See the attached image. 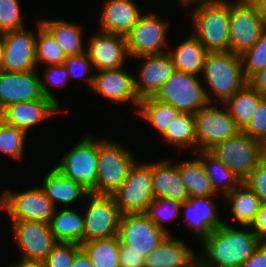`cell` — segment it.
I'll return each instance as SVG.
<instances>
[{
	"instance_id": "1",
	"label": "cell",
	"mask_w": 266,
	"mask_h": 267,
	"mask_svg": "<svg viewBox=\"0 0 266 267\" xmlns=\"http://www.w3.org/2000/svg\"><path fill=\"white\" fill-rule=\"evenodd\" d=\"M202 243L204 253L198 257L199 267H240L262 241L252 230H236L224 222Z\"/></svg>"
},
{
	"instance_id": "2",
	"label": "cell",
	"mask_w": 266,
	"mask_h": 267,
	"mask_svg": "<svg viewBox=\"0 0 266 267\" xmlns=\"http://www.w3.org/2000/svg\"><path fill=\"white\" fill-rule=\"evenodd\" d=\"M191 15L194 22V36L209 52H231L229 36L230 2L227 0H186L187 5L197 2Z\"/></svg>"
},
{
	"instance_id": "3",
	"label": "cell",
	"mask_w": 266,
	"mask_h": 267,
	"mask_svg": "<svg viewBox=\"0 0 266 267\" xmlns=\"http://www.w3.org/2000/svg\"><path fill=\"white\" fill-rule=\"evenodd\" d=\"M202 75L223 103L248 83L240 56L232 52H209Z\"/></svg>"
},
{
	"instance_id": "4",
	"label": "cell",
	"mask_w": 266,
	"mask_h": 267,
	"mask_svg": "<svg viewBox=\"0 0 266 267\" xmlns=\"http://www.w3.org/2000/svg\"><path fill=\"white\" fill-rule=\"evenodd\" d=\"M244 182L265 158L263 144L242 131L208 150Z\"/></svg>"
},
{
	"instance_id": "5",
	"label": "cell",
	"mask_w": 266,
	"mask_h": 267,
	"mask_svg": "<svg viewBox=\"0 0 266 267\" xmlns=\"http://www.w3.org/2000/svg\"><path fill=\"white\" fill-rule=\"evenodd\" d=\"M197 78L195 75L175 70L154 97L171 104L181 112L195 114L212 102L211 93Z\"/></svg>"
},
{
	"instance_id": "6",
	"label": "cell",
	"mask_w": 266,
	"mask_h": 267,
	"mask_svg": "<svg viewBox=\"0 0 266 267\" xmlns=\"http://www.w3.org/2000/svg\"><path fill=\"white\" fill-rule=\"evenodd\" d=\"M99 140L87 135L72 147L55 168L65 177L97 194Z\"/></svg>"
},
{
	"instance_id": "7",
	"label": "cell",
	"mask_w": 266,
	"mask_h": 267,
	"mask_svg": "<svg viewBox=\"0 0 266 267\" xmlns=\"http://www.w3.org/2000/svg\"><path fill=\"white\" fill-rule=\"evenodd\" d=\"M136 162L131 152L118 143L99 140L97 194L111 195L128 177Z\"/></svg>"
},
{
	"instance_id": "8",
	"label": "cell",
	"mask_w": 266,
	"mask_h": 267,
	"mask_svg": "<svg viewBox=\"0 0 266 267\" xmlns=\"http://www.w3.org/2000/svg\"><path fill=\"white\" fill-rule=\"evenodd\" d=\"M125 214H144L154 199L152 186V163L135 162L122 185L111 194Z\"/></svg>"
},
{
	"instance_id": "9",
	"label": "cell",
	"mask_w": 266,
	"mask_h": 267,
	"mask_svg": "<svg viewBox=\"0 0 266 267\" xmlns=\"http://www.w3.org/2000/svg\"><path fill=\"white\" fill-rule=\"evenodd\" d=\"M57 208L40 187L22 193L5 190L0 196V210L7 211L11 221L50 223Z\"/></svg>"
},
{
	"instance_id": "10",
	"label": "cell",
	"mask_w": 266,
	"mask_h": 267,
	"mask_svg": "<svg viewBox=\"0 0 266 267\" xmlns=\"http://www.w3.org/2000/svg\"><path fill=\"white\" fill-rule=\"evenodd\" d=\"M38 71L5 72L0 70V112L7 106L27 101L51 99L59 102L39 77Z\"/></svg>"
},
{
	"instance_id": "11",
	"label": "cell",
	"mask_w": 266,
	"mask_h": 267,
	"mask_svg": "<svg viewBox=\"0 0 266 267\" xmlns=\"http://www.w3.org/2000/svg\"><path fill=\"white\" fill-rule=\"evenodd\" d=\"M84 215V242L118 236L122 213L112 195L89 193Z\"/></svg>"
},
{
	"instance_id": "12",
	"label": "cell",
	"mask_w": 266,
	"mask_h": 267,
	"mask_svg": "<svg viewBox=\"0 0 266 267\" xmlns=\"http://www.w3.org/2000/svg\"><path fill=\"white\" fill-rule=\"evenodd\" d=\"M193 115L199 151H208L215 144L241 132L227 107L226 110H220L209 103Z\"/></svg>"
},
{
	"instance_id": "13",
	"label": "cell",
	"mask_w": 266,
	"mask_h": 267,
	"mask_svg": "<svg viewBox=\"0 0 266 267\" xmlns=\"http://www.w3.org/2000/svg\"><path fill=\"white\" fill-rule=\"evenodd\" d=\"M265 25L259 18L252 3H230L229 36L231 52L242 55L259 40Z\"/></svg>"
},
{
	"instance_id": "14",
	"label": "cell",
	"mask_w": 266,
	"mask_h": 267,
	"mask_svg": "<svg viewBox=\"0 0 266 267\" xmlns=\"http://www.w3.org/2000/svg\"><path fill=\"white\" fill-rule=\"evenodd\" d=\"M168 23L154 13L141 15L126 35L129 57H141L166 53L161 50L166 42Z\"/></svg>"
},
{
	"instance_id": "15",
	"label": "cell",
	"mask_w": 266,
	"mask_h": 267,
	"mask_svg": "<svg viewBox=\"0 0 266 267\" xmlns=\"http://www.w3.org/2000/svg\"><path fill=\"white\" fill-rule=\"evenodd\" d=\"M168 234L159 229L145 214H125L120 220V243L133 248L144 257L156 248Z\"/></svg>"
},
{
	"instance_id": "16",
	"label": "cell",
	"mask_w": 266,
	"mask_h": 267,
	"mask_svg": "<svg viewBox=\"0 0 266 267\" xmlns=\"http://www.w3.org/2000/svg\"><path fill=\"white\" fill-rule=\"evenodd\" d=\"M16 244L21 248L22 259L44 261L57 243L48 223L12 221Z\"/></svg>"
},
{
	"instance_id": "17",
	"label": "cell",
	"mask_w": 266,
	"mask_h": 267,
	"mask_svg": "<svg viewBox=\"0 0 266 267\" xmlns=\"http://www.w3.org/2000/svg\"><path fill=\"white\" fill-rule=\"evenodd\" d=\"M4 59L1 67L5 72H27L37 69L36 37L24 28L3 34Z\"/></svg>"
},
{
	"instance_id": "18",
	"label": "cell",
	"mask_w": 266,
	"mask_h": 267,
	"mask_svg": "<svg viewBox=\"0 0 266 267\" xmlns=\"http://www.w3.org/2000/svg\"><path fill=\"white\" fill-rule=\"evenodd\" d=\"M87 47L86 54L99 71L122 68L129 56L126 36L119 34L101 31L90 39Z\"/></svg>"
},
{
	"instance_id": "19",
	"label": "cell",
	"mask_w": 266,
	"mask_h": 267,
	"mask_svg": "<svg viewBox=\"0 0 266 267\" xmlns=\"http://www.w3.org/2000/svg\"><path fill=\"white\" fill-rule=\"evenodd\" d=\"M139 69V77L134 76V89L139 100L155 96L162 85L170 79L175 66L169 53L147 55Z\"/></svg>"
},
{
	"instance_id": "20",
	"label": "cell",
	"mask_w": 266,
	"mask_h": 267,
	"mask_svg": "<svg viewBox=\"0 0 266 267\" xmlns=\"http://www.w3.org/2000/svg\"><path fill=\"white\" fill-rule=\"evenodd\" d=\"M91 88L100 96L118 104L131 100L137 108L140 102L134 89V77L123 68L99 71L94 75Z\"/></svg>"
},
{
	"instance_id": "21",
	"label": "cell",
	"mask_w": 266,
	"mask_h": 267,
	"mask_svg": "<svg viewBox=\"0 0 266 267\" xmlns=\"http://www.w3.org/2000/svg\"><path fill=\"white\" fill-rule=\"evenodd\" d=\"M59 109L61 108L51 99L19 102L3 109L0 119L27 133L38 122L60 111Z\"/></svg>"
},
{
	"instance_id": "22",
	"label": "cell",
	"mask_w": 266,
	"mask_h": 267,
	"mask_svg": "<svg viewBox=\"0 0 266 267\" xmlns=\"http://www.w3.org/2000/svg\"><path fill=\"white\" fill-rule=\"evenodd\" d=\"M182 240L167 235L144 257V267H197L198 258Z\"/></svg>"
},
{
	"instance_id": "23",
	"label": "cell",
	"mask_w": 266,
	"mask_h": 267,
	"mask_svg": "<svg viewBox=\"0 0 266 267\" xmlns=\"http://www.w3.org/2000/svg\"><path fill=\"white\" fill-rule=\"evenodd\" d=\"M211 197L214 196L188 198L181 205L185 210L184 220L189 228L194 229L201 241L225 222L218 217L215 211L216 205Z\"/></svg>"
},
{
	"instance_id": "24",
	"label": "cell",
	"mask_w": 266,
	"mask_h": 267,
	"mask_svg": "<svg viewBox=\"0 0 266 267\" xmlns=\"http://www.w3.org/2000/svg\"><path fill=\"white\" fill-rule=\"evenodd\" d=\"M100 15L103 32L126 36L142 15L133 0H107Z\"/></svg>"
},
{
	"instance_id": "25",
	"label": "cell",
	"mask_w": 266,
	"mask_h": 267,
	"mask_svg": "<svg viewBox=\"0 0 266 267\" xmlns=\"http://www.w3.org/2000/svg\"><path fill=\"white\" fill-rule=\"evenodd\" d=\"M161 160L152 163V186L154 198H169L184 202L189 198L186 187L181 180L178 164Z\"/></svg>"
},
{
	"instance_id": "26",
	"label": "cell",
	"mask_w": 266,
	"mask_h": 267,
	"mask_svg": "<svg viewBox=\"0 0 266 267\" xmlns=\"http://www.w3.org/2000/svg\"><path fill=\"white\" fill-rule=\"evenodd\" d=\"M42 189L51 202L57 205V202L70 205L76 199L82 197L87 198L90 193L81 184L70 180L61 174L55 167L45 176L42 183ZM56 203V204H55Z\"/></svg>"
},
{
	"instance_id": "27",
	"label": "cell",
	"mask_w": 266,
	"mask_h": 267,
	"mask_svg": "<svg viewBox=\"0 0 266 267\" xmlns=\"http://www.w3.org/2000/svg\"><path fill=\"white\" fill-rule=\"evenodd\" d=\"M208 53L209 51L194 35L185 39L175 50L169 51L175 70L195 76L203 72Z\"/></svg>"
},
{
	"instance_id": "28",
	"label": "cell",
	"mask_w": 266,
	"mask_h": 267,
	"mask_svg": "<svg viewBox=\"0 0 266 267\" xmlns=\"http://www.w3.org/2000/svg\"><path fill=\"white\" fill-rule=\"evenodd\" d=\"M225 198L231 204L230 211L233 213V218L242 224L243 227H250L261 205L260 198L254 191L243 182L225 195Z\"/></svg>"
},
{
	"instance_id": "29",
	"label": "cell",
	"mask_w": 266,
	"mask_h": 267,
	"mask_svg": "<svg viewBox=\"0 0 266 267\" xmlns=\"http://www.w3.org/2000/svg\"><path fill=\"white\" fill-rule=\"evenodd\" d=\"M51 232L57 242H84V217L70 210L69 207L55 210L49 223Z\"/></svg>"
},
{
	"instance_id": "30",
	"label": "cell",
	"mask_w": 266,
	"mask_h": 267,
	"mask_svg": "<svg viewBox=\"0 0 266 267\" xmlns=\"http://www.w3.org/2000/svg\"><path fill=\"white\" fill-rule=\"evenodd\" d=\"M40 24L53 36L67 56L86 53L82 44L81 27L64 20H44Z\"/></svg>"
},
{
	"instance_id": "31",
	"label": "cell",
	"mask_w": 266,
	"mask_h": 267,
	"mask_svg": "<svg viewBox=\"0 0 266 267\" xmlns=\"http://www.w3.org/2000/svg\"><path fill=\"white\" fill-rule=\"evenodd\" d=\"M178 170L189 198L217 195L212 189L210 179L200 158L178 163Z\"/></svg>"
},
{
	"instance_id": "32",
	"label": "cell",
	"mask_w": 266,
	"mask_h": 267,
	"mask_svg": "<svg viewBox=\"0 0 266 267\" xmlns=\"http://www.w3.org/2000/svg\"><path fill=\"white\" fill-rule=\"evenodd\" d=\"M264 97L247 83L224 103L240 130L249 123Z\"/></svg>"
},
{
	"instance_id": "33",
	"label": "cell",
	"mask_w": 266,
	"mask_h": 267,
	"mask_svg": "<svg viewBox=\"0 0 266 267\" xmlns=\"http://www.w3.org/2000/svg\"><path fill=\"white\" fill-rule=\"evenodd\" d=\"M139 116L152 124L162 136L180 115L181 111L154 96L141 99L137 108Z\"/></svg>"
},
{
	"instance_id": "34",
	"label": "cell",
	"mask_w": 266,
	"mask_h": 267,
	"mask_svg": "<svg viewBox=\"0 0 266 267\" xmlns=\"http://www.w3.org/2000/svg\"><path fill=\"white\" fill-rule=\"evenodd\" d=\"M198 152V157L202 160L207 176L210 179L212 189L216 194L220 189V192L223 193L222 195L225 196L243 183L234 172L227 168L209 151Z\"/></svg>"
},
{
	"instance_id": "35",
	"label": "cell",
	"mask_w": 266,
	"mask_h": 267,
	"mask_svg": "<svg viewBox=\"0 0 266 267\" xmlns=\"http://www.w3.org/2000/svg\"><path fill=\"white\" fill-rule=\"evenodd\" d=\"M81 248L90 257L94 267H120L118 236L83 242Z\"/></svg>"
},
{
	"instance_id": "36",
	"label": "cell",
	"mask_w": 266,
	"mask_h": 267,
	"mask_svg": "<svg viewBox=\"0 0 266 267\" xmlns=\"http://www.w3.org/2000/svg\"><path fill=\"white\" fill-rule=\"evenodd\" d=\"M164 140L176 147L197 145L195 118L192 113L181 112L163 135Z\"/></svg>"
},
{
	"instance_id": "37",
	"label": "cell",
	"mask_w": 266,
	"mask_h": 267,
	"mask_svg": "<svg viewBox=\"0 0 266 267\" xmlns=\"http://www.w3.org/2000/svg\"><path fill=\"white\" fill-rule=\"evenodd\" d=\"M38 37L36 39V64L42 62L49 65H62L66 60L62 48L53 36L38 23Z\"/></svg>"
},
{
	"instance_id": "38",
	"label": "cell",
	"mask_w": 266,
	"mask_h": 267,
	"mask_svg": "<svg viewBox=\"0 0 266 267\" xmlns=\"http://www.w3.org/2000/svg\"><path fill=\"white\" fill-rule=\"evenodd\" d=\"M182 202L172 200L169 198H154L148 205L146 212L144 213L159 229L165 231L170 235L169 231H166L163 225V221H172L180 214ZM168 212H166V210ZM165 210V211H164ZM164 211V212H163Z\"/></svg>"
},
{
	"instance_id": "39",
	"label": "cell",
	"mask_w": 266,
	"mask_h": 267,
	"mask_svg": "<svg viewBox=\"0 0 266 267\" xmlns=\"http://www.w3.org/2000/svg\"><path fill=\"white\" fill-rule=\"evenodd\" d=\"M27 133L0 119V151L8 156L20 159L24 151Z\"/></svg>"
},
{
	"instance_id": "40",
	"label": "cell",
	"mask_w": 266,
	"mask_h": 267,
	"mask_svg": "<svg viewBox=\"0 0 266 267\" xmlns=\"http://www.w3.org/2000/svg\"><path fill=\"white\" fill-rule=\"evenodd\" d=\"M240 58L247 80L253 74L266 68V28L255 45L240 55Z\"/></svg>"
},
{
	"instance_id": "41",
	"label": "cell",
	"mask_w": 266,
	"mask_h": 267,
	"mask_svg": "<svg viewBox=\"0 0 266 267\" xmlns=\"http://www.w3.org/2000/svg\"><path fill=\"white\" fill-rule=\"evenodd\" d=\"M81 249V245L77 243L57 242L44 260L45 267H72L75 256Z\"/></svg>"
},
{
	"instance_id": "42",
	"label": "cell",
	"mask_w": 266,
	"mask_h": 267,
	"mask_svg": "<svg viewBox=\"0 0 266 267\" xmlns=\"http://www.w3.org/2000/svg\"><path fill=\"white\" fill-rule=\"evenodd\" d=\"M23 21L18 0H0V33L23 29Z\"/></svg>"
},
{
	"instance_id": "43",
	"label": "cell",
	"mask_w": 266,
	"mask_h": 267,
	"mask_svg": "<svg viewBox=\"0 0 266 267\" xmlns=\"http://www.w3.org/2000/svg\"><path fill=\"white\" fill-rule=\"evenodd\" d=\"M241 131L262 144L266 141V97L259 102L256 112Z\"/></svg>"
},
{
	"instance_id": "44",
	"label": "cell",
	"mask_w": 266,
	"mask_h": 267,
	"mask_svg": "<svg viewBox=\"0 0 266 267\" xmlns=\"http://www.w3.org/2000/svg\"><path fill=\"white\" fill-rule=\"evenodd\" d=\"M63 65L66 67L69 77H83L91 88L94 75L87 74L93 70V64L86 53L67 56ZM87 76L86 78L84 76Z\"/></svg>"
},
{
	"instance_id": "45",
	"label": "cell",
	"mask_w": 266,
	"mask_h": 267,
	"mask_svg": "<svg viewBox=\"0 0 266 267\" xmlns=\"http://www.w3.org/2000/svg\"><path fill=\"white\" fill-rule=\"evenodd\" d=\"M244 182L266 203V156Z\"/></svg>"
},
{
	"instance_id": "46",
	"label": "cell",
	"mask_w": 266,
	"mask_h": 267,
	"mask_svg": "<svg viewBox=\"0 0 266 267\" xmlns=\"http://www.w3.org/2000/svg\"><path fill=\"white\" fill-rule=\"evenodd\" d=\"M44 79L47 84L54 86H64L69 81V73L67 72L66 67L62 65H49L44 71Z\"/></svg>"
},
{
	"instance_id": "47",
	"label": "cell",
	"mask_w": 266,
	"mask_h": 267,
	"mask_svg": "<svg viewBox=\"0 0 266 267\" xmlns=\"http://www.w3.org/2000/svg\"><path fill=\"white\" fill-rule=\"evenodd\" d=\"M120 267H144V256L120 243Z\"/></svg>"
},
{
	"instance_id": "48",
	"label": "cell",
	"mask_w": 266,
	"mask_h": 267,
	"mask_svg": "<svg viewBox=\"0 0 266 267\" xmlns=\"http://www.w3.org/2000/svg\"><path fill=\"white\" fill-rule=\"evenodd\" d=\"M250 228H253L252 231L262 242H266V203H261L258 214Z\"/></svg>"
},
{
	"instance_id": "49",
	"label": "cell",
	"mask_w": 266,
	"mask_h": 267,
	"mask_svg": "<svg viewBox=\"0 0 266 267\" xmlns=\"http://www.w3.org/2000/svg\"><path fill=\"white\" fill-rule=\"evenodd\" d=\"M240 267H266V242H262L252 256Z\"/></svg>"
},
{
	"instance_id": "50",
	"label": "cell",
	"mask_w": 266,
	"mask_h": 267,
	"mask_svg": "<svg viewBox=\"0 0 266 267\" xmlns=\"http://www.w3.org/2000/svg\"><path fill=\"white\" fill-rule=\"evenodd\" d=\"M248 84L260 95L266 97V68L253 74L248 79Z\"/></svg>"
},
{
	"instance_id": "51",
	"label": "cell",
	"mask_w": 266,
	"mask_h": 267,
	"mask_svg": "<svg viewBox=\"0 0 266 267\" xmlns=\"http://www.w3.org/2000/svg\"><path fill=\"white\" fill-rule=\"evenodd\" d=\"M72 267H94L90 257L81 249L75 256Z\"/></svg>"
},
{
	"instance_id": "52",
	"label": "cell",
	"mask_w": 266,
	"mask_h": 267,
	"mask_svg": "<svg viewBox=\"0 0 266 267\" xmlns=\"http://www.w3.org/2000/svg\"><path fill=\"white\" fill-rule=\"evenodd\" d=\"M257 11V14L266 27V0H256L252 3Z\"/></svg>"
},
{
	"instance_id": "53",
	"label": "cell",
	"mask_w": 266,
	"mask_h": 267,
	"mask_svg": "<svg viewBox=\"0 0 266 267\" xmlns=\"http://www.w3.org/2000/svg\"><path fill=\"white\" fill-rule=\"evenodd\" d=\"M14 267H45L44 261L25 260L21 259L19 263L14 264Z\"/></svg>"
},
{
	"instance_id": "54",
	"label": "cell",
	"mask_w": 266,
	"mask_h": 267,
	"mask_svg": "<svg viewBox=\"0 0 266 267\" xmlns=\"http://www.w3.org/2000/svg\"><path fill=\"white\" fill-rule=\"evenodd\" d=\"M3 59H4V39H3V34L0 33V70L3 64Z\"/></svg>"
},
{
	"instance_id": "55",
	"label": "cell",
	"mask_w": 266,
	"mask_h": 267,
	"mask_svg": "<svg viewBox=\"0 0 266 267\" xmlns=\"http://www.w3.org/2000/svg\"><path fill=\"white\" fill-rule=\"evenodd\" d=\"M239 2H244V3H253L256 0H237Z\"/></svg>"
},
{
	"instance_id": "56",
	"label": "cell",
	"mask_w": 266,
	"mask_h": 267,
	"mask_svg": "<svg viewBox=\"0 0 266 267\" xmlns=\"http://www.w3.org/2000/svg\"><path fill=\"white\" fill-rule=\"evenodd\" d=\"M263 149H264V152H265V155H266V141L263 143Z\"/></svg>"
}]
</instances>
